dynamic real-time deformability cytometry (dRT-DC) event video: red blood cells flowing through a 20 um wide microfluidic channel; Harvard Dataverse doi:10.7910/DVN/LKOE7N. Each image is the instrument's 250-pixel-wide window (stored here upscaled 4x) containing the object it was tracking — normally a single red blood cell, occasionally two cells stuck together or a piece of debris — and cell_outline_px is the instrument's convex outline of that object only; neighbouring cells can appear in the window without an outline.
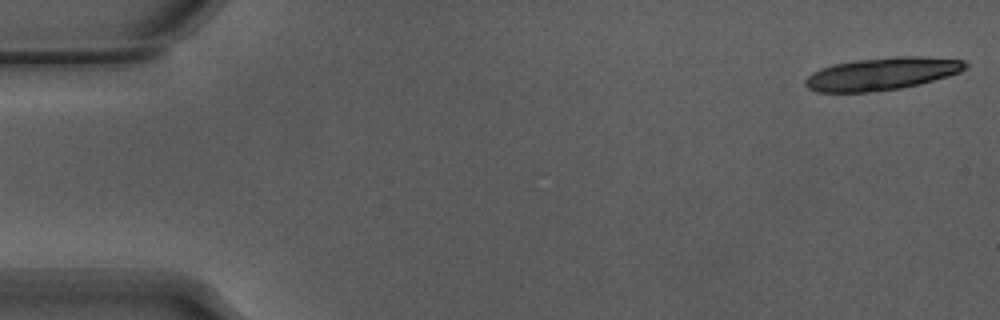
{"species": "Egyptian fruit bat (a non-hibernating species)", "species_latin": "Rousettus aegyptiacus", "temperature_condition": "warm", "stored_images_in_passage": 14, "camera_frame_rate_fps": 3000, "um_per_image_px": 0.085, "animal": {"sex": "male"}, "frame": {"image": 1, "passage_image": 1, "time_ms": 0.0, "image_size_px": [1000, 320], "cell_outline_px": [[968, 68], [960, 72], [948, 76], [920, 84], [900, 88], [868, 92], [816, 92], [808, 88], [804, 84], [804, 80], [812, 72], [820, 68], [832, 64], [856, 60], [896, 56], [920, 56], [964, 60], [968, 64]], "centroid_in_image_um": [74.96, 6.26], "position_along_channel_um": 10.0, "area_um2": 30.52}}